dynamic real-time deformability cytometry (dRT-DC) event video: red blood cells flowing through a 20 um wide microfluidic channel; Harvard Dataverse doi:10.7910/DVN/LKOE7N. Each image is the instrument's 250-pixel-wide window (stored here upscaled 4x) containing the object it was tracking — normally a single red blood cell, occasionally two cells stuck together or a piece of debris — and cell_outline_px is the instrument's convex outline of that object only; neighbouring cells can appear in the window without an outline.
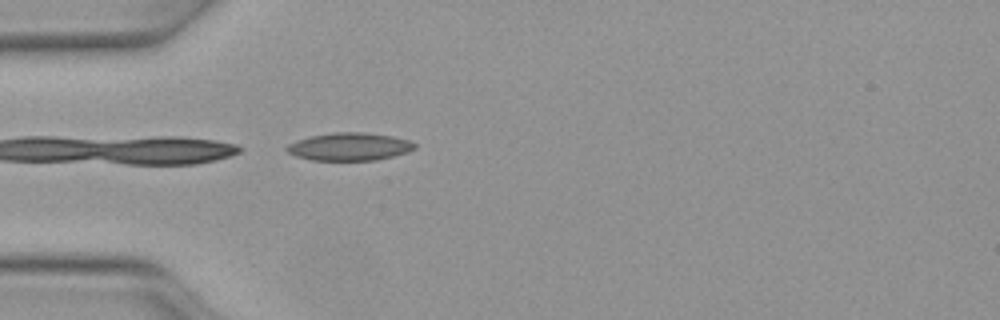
{"species": "Egyptian fruit bat (a non-hibernating species)", "species_latin": "Rousettus aegyptiacus", "temperature_condition": "warm", "stored_images_in_passage": 6, "camera_frame_rate_fps": 3000, "um_per_image_px": 0.085, "animal": {"sex": "female"}, "frame": {"image": 1, "passage_image": 1, "time_ms": 0.0, "image_size_px": [1000, 320], "cell_outline_px": [[416, 148], [408, 152], [376, 160], [312, 160], [296, 156], [288, 152], [284, 148], [288, 144], [296, 140], [312, 136], [332, 132], [364, 132], [392, 136], [408, 140], [416, 144]], "centroid_in_image_um": [29.7, 12.46], "position_along_channel_um": 55.3, "area_um2": 20.69}}